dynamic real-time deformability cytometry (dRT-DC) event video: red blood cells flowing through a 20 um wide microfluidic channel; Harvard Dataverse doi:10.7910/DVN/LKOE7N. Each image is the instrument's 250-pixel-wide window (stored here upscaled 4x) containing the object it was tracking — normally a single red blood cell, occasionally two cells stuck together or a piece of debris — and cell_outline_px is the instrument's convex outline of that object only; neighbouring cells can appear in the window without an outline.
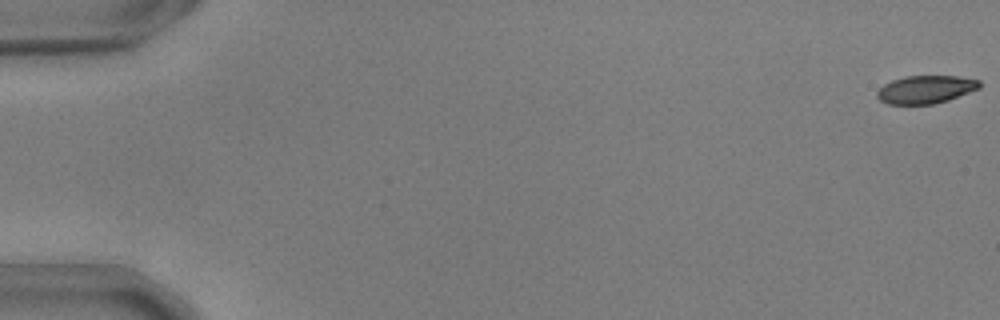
{"species": "common noctule bat (a hibernating species)", "species_latin": "Nyctalus noctula", "temperature_condition": "warm", "stored_images_in_passage": 56, "camera_frame_rate_fps": 3000, "um_per_image_px": 0.085, "animal": {"sex": "male", "body_mass_g": 17.9, "forearm_length_mm": 54.2}, "frame": {"image": 1, "passage_image": 1, "time_ms": 0.0, "image_size_px": [1000, 320], "cell_outline_px": [[980, 88], [948, 100], [932, 104], [888, 104], [880, 100], [876, 96], [876, 92], [884, 84], [892, 80], [904, 76], [956, 76], [980, 80]], "centroid_in_image_um": [78.66, 7.6], "position_along_channel_um": 6.3, "area_um2": 16.65}}
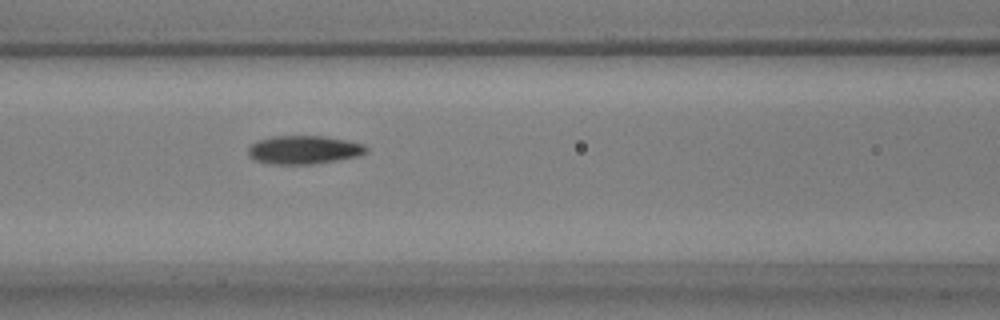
{"frame": {"image": 2, "passage_image": 25, "time_ms": 8.0, "image_size_px": [1000, 320], "cell_outline_px": [[368, 152], [360, 156], [316, 164], [272, 164], [256, 160], [248, 156], [248, 148], [256, 140], [272, 136], [324, 136], [364, 144], [368, 148]], "centroid_in_image_um": [25.84, 12.74], "position_along_channel_um": 140.8, "area_um2": 19.71}}
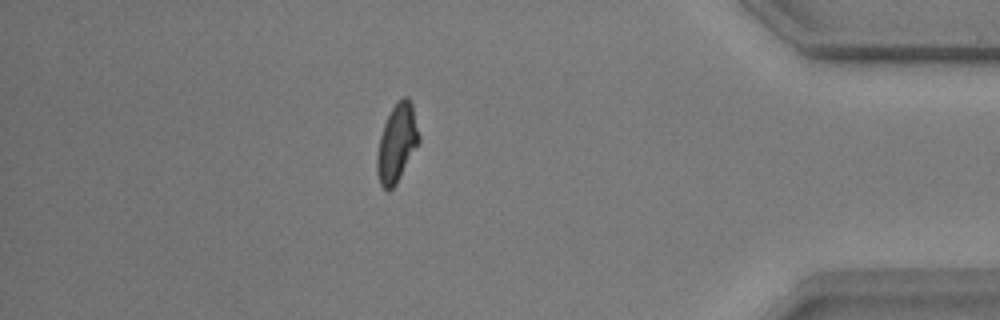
{"frame": {"image": 3, "passage_image": 49, "time_ms": 16.0, "image_size_px": [1000, 320], "cell_outline_px": [[420, 140], [396, 184], [388, 192], [380, 184], [376, 172], [376, 156], [380, 136], [384, 124], [392, 108], [404, 96], [408, 96], [412, 104], [420, 136]], "centroid_in_image_um": [33.72, 12.18], "position_along_channel_um": 401.5, "area_um2": 18.84}, "authors_computed_cell_mechanics": {"area_um2": 18.8428, "velocity_mm_per_s": 3.7029, "shape_relaxation_time_tau1_ms": 4.2227, "shape_relaxation_time_tau2_ms": 2.2335, "deformation_change_tau1": 0.172, "deformation_change_tau2": 0.0849}}